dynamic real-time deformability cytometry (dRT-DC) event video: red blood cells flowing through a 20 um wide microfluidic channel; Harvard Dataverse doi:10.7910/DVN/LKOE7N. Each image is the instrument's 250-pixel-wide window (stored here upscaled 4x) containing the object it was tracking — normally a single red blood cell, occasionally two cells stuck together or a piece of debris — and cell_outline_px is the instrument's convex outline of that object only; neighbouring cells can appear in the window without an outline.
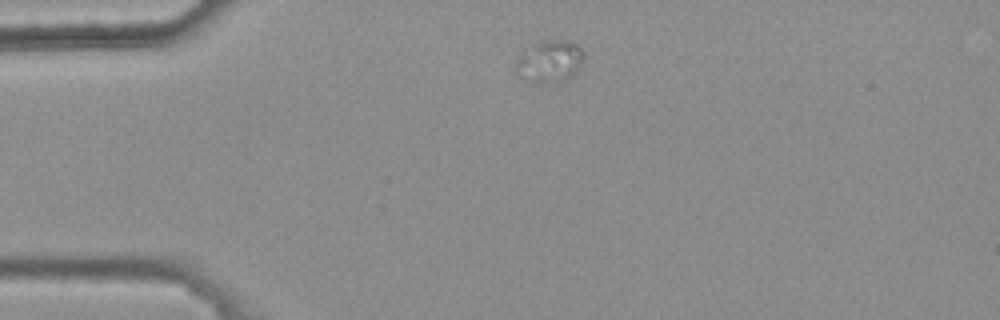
{"species": "common noctule bat (a hibernating species)", "species_latin": "Nyctalus noctula", "temperature_condition": "warm", "stored_images_in_passage": 2, "camera_frame_rate_fps": 3000, "um_per_image_px": 0.085, "animal": {"sex": "female", "body_mass_g": 25.1}, "frame": {"image": 1, "passage_image": 1, "time_ms": 0.0, "image_size_px": [1000, 320], "cell_outline_px": [[584, 60], [576, 72], [568, 76], [540, 84], [536, 84], [516, 76], [516, 60], [532, 44], [548, 40], [572, 40], [584, 52]], "centroid_in_image_um": [46.7, 5.19], "position_along_channel_um": 38.3, "area_um2": 16.47}}